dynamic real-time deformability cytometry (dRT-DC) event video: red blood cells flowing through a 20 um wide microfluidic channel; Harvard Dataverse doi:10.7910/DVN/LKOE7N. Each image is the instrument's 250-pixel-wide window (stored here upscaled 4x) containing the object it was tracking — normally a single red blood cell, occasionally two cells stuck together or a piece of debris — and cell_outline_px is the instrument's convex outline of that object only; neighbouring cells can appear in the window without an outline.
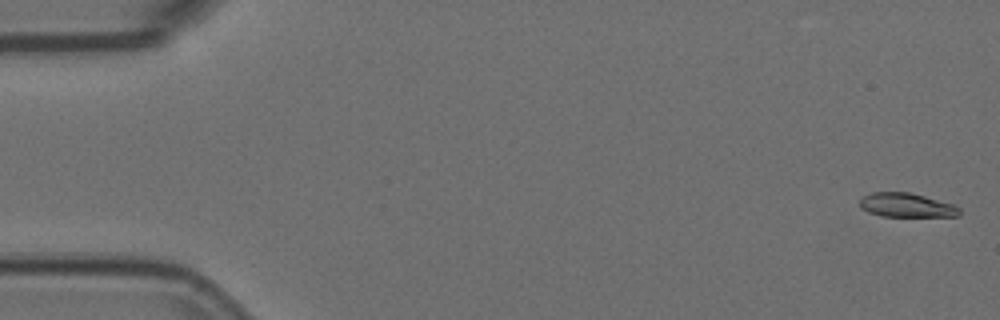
{"species": "Egyptian fruit bat (a non-hibernating species)", "species_latin": "Rousettus aegyptiacus", "temperature_condition": "room temperature", "stored_images_in_passage": 5, "camera_frame_rate_fps": 3000, "um_per_image_px": 0.085, "animal": {"sex": "female"}, "frame": {"image": 1, "passage_image": 1, "time_ms": 0.0, "image_size_px": [1000, 320], "cell_outline_px": [[960, 216], [880, 216], [868, 212], [860, 208], [860, 196], [872, 192], [912, 192], [952, 204], [960, 208]], "centroid_in_image_um": [77.01, 17.43], "position_along_channel_um": 8.0, "area_um2": 14.1}}
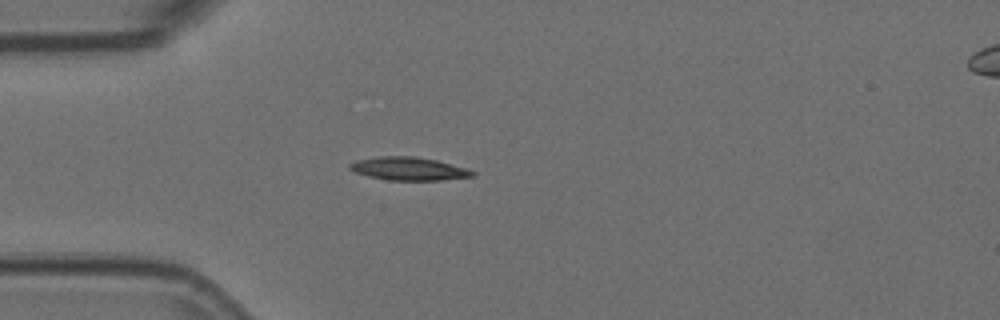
{"frame": {"image": 2, "passage_image": 5, "time_ms": 1.333, "image_size_px": [1000, 320], "cell_outline_px": [[476, 176], [440, 180], [388, 180], [368, 176], [356, 172], [348, 168], [348, 164], [356, 160], [380, 156], [416, 156], [436, 160], [468, 168], [476, 172]], "centroid_in_image_um": [34.76, 14.34], "position_along_channel_um": 50.2, "area_um2": 16.65}}